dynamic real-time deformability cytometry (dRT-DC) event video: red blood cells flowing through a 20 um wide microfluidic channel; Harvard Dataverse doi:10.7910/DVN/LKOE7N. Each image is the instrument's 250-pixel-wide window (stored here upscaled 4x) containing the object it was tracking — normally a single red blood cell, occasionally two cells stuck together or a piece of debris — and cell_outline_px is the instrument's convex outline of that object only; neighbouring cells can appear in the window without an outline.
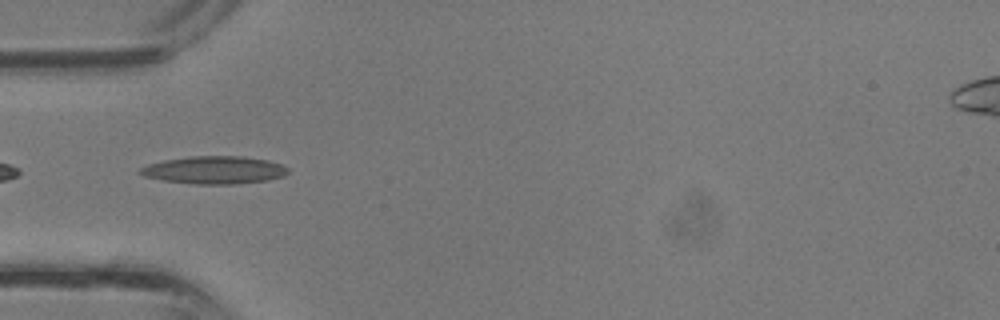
{"species": "common noctule bat (a hibernating species)", "species_latin": "Nyctalus noctula", "temperature_condition": "room temperature", "stored_images_in_passage": 19, "camera_frame_rate_fps": 3000, "um_per_image_px": 0.085, "animal": {"sex": "male", "body_mass_g": 13.3}, "frame": {"image": 1, "passage_image": 1, "time_ms": 0.0, "image_size_px": [1000, 320], "cell_outline_px": [[288, 172], [284, 176], [268, 180], [236, 184], [196, 184], [164, 180], [144, 176], [136, 172], [140, 168], [148, 164], [164, 160], [188, 156], [244, 156], [268, 160], [284, 164], [288, 168]], "centroid_in_image_um": [18.24, 14.44], "position_along_channel_um": 66.8, "area_um2": 24.04}}
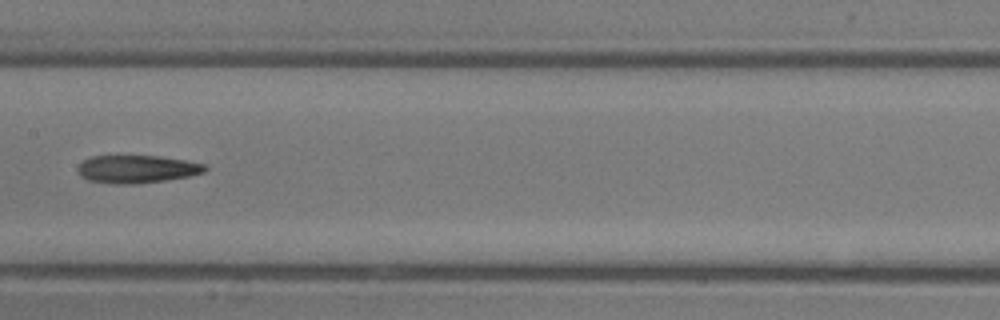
{"frame": {"image": 2, "passage_image": 8, "time_ms": 2.333, "image_size_px": [1000, 320], "cell_outline_px": [[208, 168], [204, 172], [188, 176], [164, 180], [136, 184], [116, 184], [88, 180], [80, 176], [76, 168], [84, 160], [92, 156], [160, 156], [208, 164]], "centroid_in_image_um": [11.64, 14.37], "position_along_channel_um": 195.8, "area_um2": 20.63}}
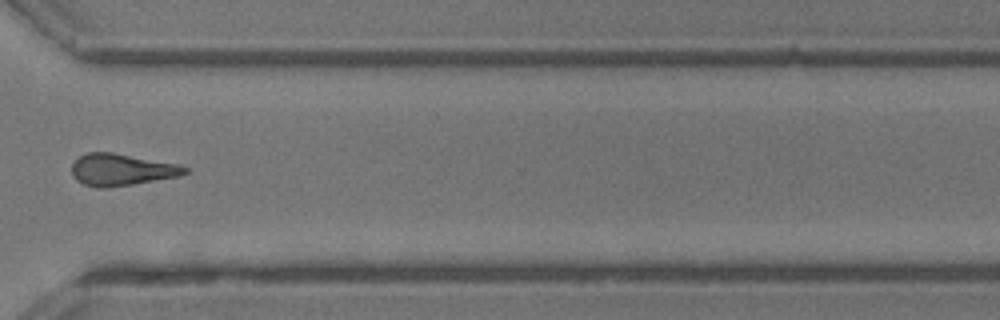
{"frame": {"image": 3, "passage_image": 17, "time_ms": 5.333, "image_size_px": [1000, 320], "cell_outline_px": [[188, 172], [180, 176], [132, 184], [104, 188], [96, 188], [84, 184], [76, 180], [72, 176], [72, 164], [80, 156], [88, 152], [112, 152], [180, 164], [188, 168]], "centroid_in_image_um": [10.34, 14.42], "position_along_channel_um": 360.3, "area_um2": 21.04}}